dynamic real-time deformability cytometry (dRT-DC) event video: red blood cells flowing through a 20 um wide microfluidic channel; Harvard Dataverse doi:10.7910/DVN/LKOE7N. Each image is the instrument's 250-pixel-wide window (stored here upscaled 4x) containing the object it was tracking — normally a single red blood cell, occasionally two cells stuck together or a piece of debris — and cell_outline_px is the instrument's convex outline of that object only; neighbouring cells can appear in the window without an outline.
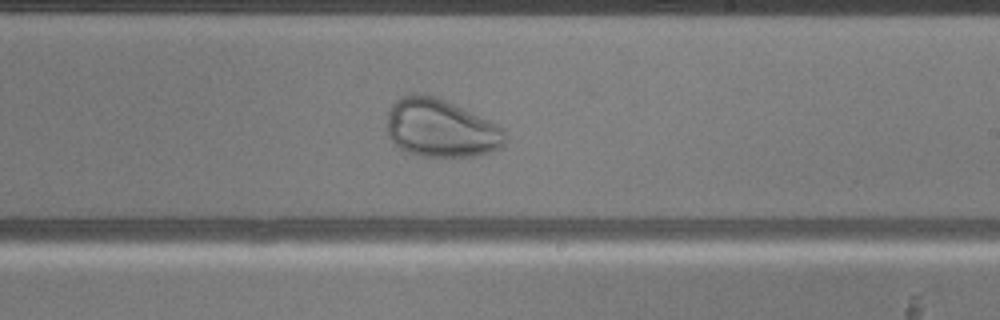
{"species": "common noctule bat (a hibernating species)", "species_latin": "Nyctalus noctula", "temperature_condition": "warm", "stored_images_in_passage": 49, "camera_frame_rate_fps": 3000, "um_per_image_px": 0.085, "animal": {"sex": "male", "body_mass_g": 20.5, "forearm_length_mm": 52.5}, "frame": {"image": 1, "passage_image": 29, "time_ms": 9.333, "image_size_px": [1000, 320], "cell_outline_px": [[504, 144], [500, 148], [488, 152], [472, 156], [420, 156], [408, 152], [400, 148], [388, 136], [388, 112], [392, 104], [400, 96], [408, 92], [420, 92], [436, 96], [488, 120], [504, 128]], "centroid_in_image_um": [37.42, 10.87], "position_along_channel_um": 251.6, "area_um2": 39.88}}
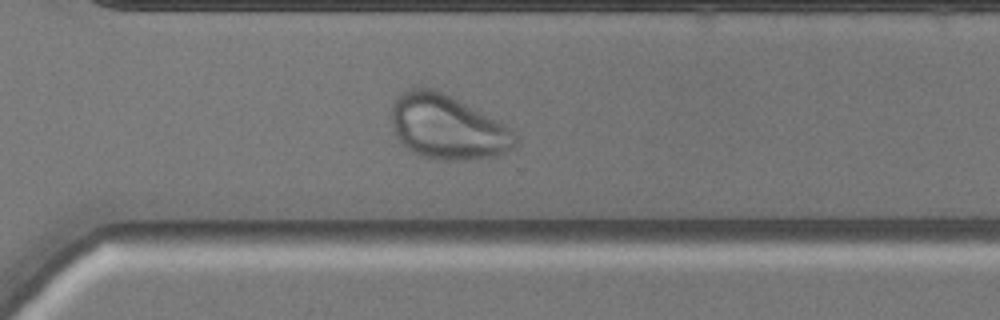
{"frame": {"image": 2, "passage_image": 35, "time_ms": 11.333, "image_size_px": [1000, 320], "cell_outline_px": [[516, 148], [496, 156], [472, 160], [440, 160], [420, 156], [412, 152], [396, 136], [392, 128], [392, 104], [396, 96], [412, 88], [432, 88], [444, 92], [500, 120], [516, 132]], "centroid_in_image_um": [38.08, 10.81], "position_along_channel_um": 332.5, "area_um2": 47.05}}
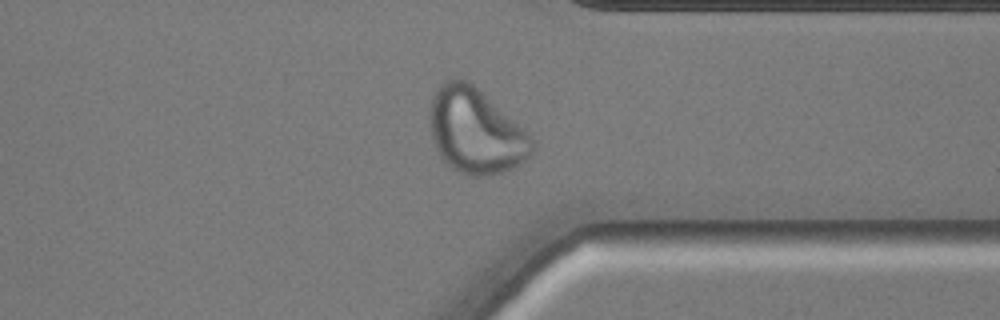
{"frame": {"image": 3, "passage_image": 38, "time_ms": 12.333, "image_size_px": [1000, 320], "cell_outline_px": [[536, 144], [532, 152], [516, 168], [484, 176], [472, 176], [460, 172], [452, 168], [440, 156], [436, 148], [428, 124], [428, 108], [432, 96], [440, 84], [444, 80], [452, 76], [456, 76], [468, 80], [528, 132], [536, 140]], "centroid_in_image_um": [40.4, 11.11], "position_along_channel_um": 371.0, "area_um2": 51.21}}